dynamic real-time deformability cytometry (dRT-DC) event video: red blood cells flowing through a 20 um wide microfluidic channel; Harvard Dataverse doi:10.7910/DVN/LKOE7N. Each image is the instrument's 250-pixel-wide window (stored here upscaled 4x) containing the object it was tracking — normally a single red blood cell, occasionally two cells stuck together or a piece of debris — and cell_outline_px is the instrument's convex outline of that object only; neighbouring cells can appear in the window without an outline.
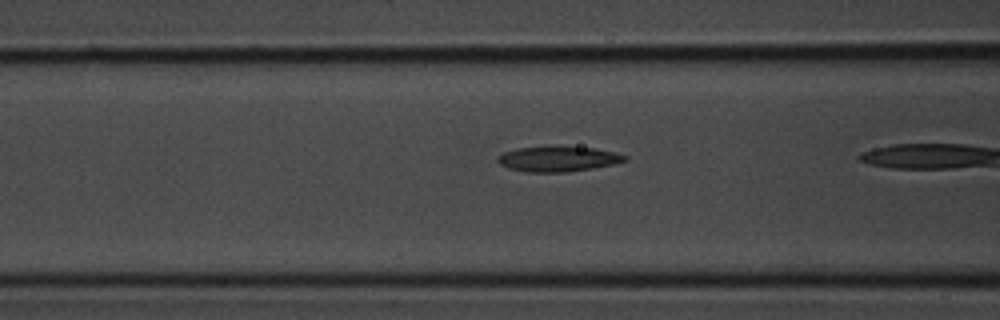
{"species": "common noctule bat (a hibernating species)", "species_latin": "Nyctalus noctula", "temperature_condition": "room temperature", "stored_images_in_passage": 14, "camera_frame_rate_fps": 3000, "um_per_image_px": 0.085, "animal": {"sex": "male", "body_mass_g": 20.1, "forearm_length_mm": 53.5}, "frame": {"image": 1, "passage_image": 5, "time_ms": 1.333, "image_size_px": [1000, 320], "cell_outline_px": [[628, 160], [612, 164], [592, 168], [568, 172], [528, 172], [508, 168], [500, 164], [496, 160], [496, 156], [504, 152], [516, 148], [596, 148], [628, 156]], "centroid_in_image_um": [47.4, 13.53], "position_along_channel_um": 119.2, "area_um2": 18.15}}
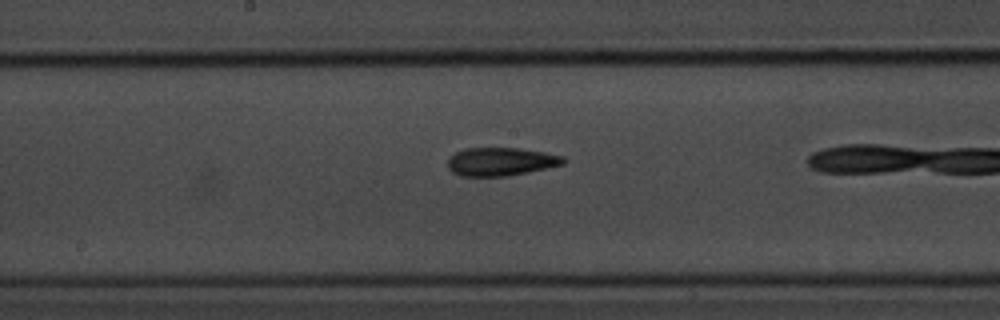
{"frame": {"image": 2, "passage_image": 10, "time_ms": 3.0, "image_size_px": [1000, 320], "cell_outline_px": [[568, 160], [564, 164], [528, 172], [508, 176], [460, 176], [452, 172], [448, 168], [448, 156], [464, 148], [520, 148], [544, 152], [564, 156]], "centroid_in_image_um": [42.57, 13.73], "position_along_channel_um": 205.6, "area_um2": 19.25}}
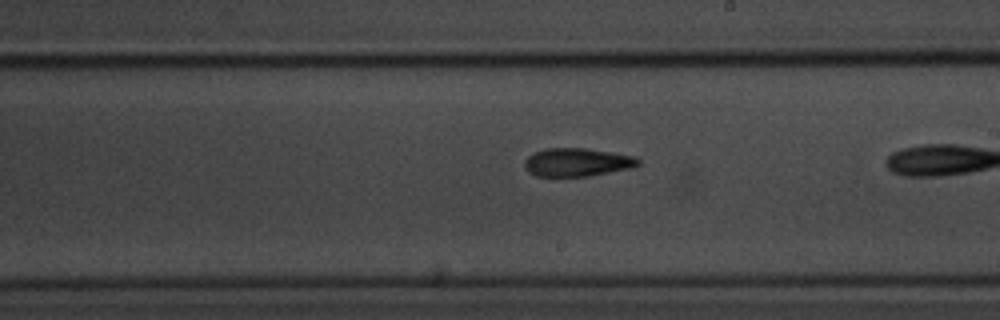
{"frame": {"image": 3, "passage_image": 12, "time_ms": 3.667, "image_size_px": [1000, 320], "cell_outline_px": [[640, 164], [632, 168], [588, 176], [536, 176], [528, 172], [524, 168], [524, 160], [528, 156], [536, 152], [548, 148], [584, 148], [612, 152], [632, 156], [640, 160]], "centroid_in_image_um": [49.04, 13.79], "position_along_channel_um": 240.0, "area_um2": 18.67}}